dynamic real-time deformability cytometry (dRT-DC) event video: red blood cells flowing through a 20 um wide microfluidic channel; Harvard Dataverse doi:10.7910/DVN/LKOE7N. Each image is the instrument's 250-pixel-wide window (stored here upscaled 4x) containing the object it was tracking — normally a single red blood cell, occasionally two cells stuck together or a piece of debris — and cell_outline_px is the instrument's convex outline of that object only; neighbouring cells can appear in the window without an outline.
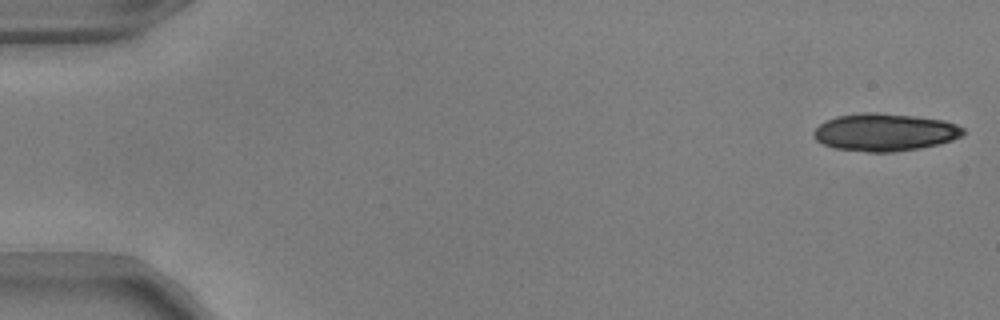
{"species": "common noctule bat (a hibernating species)", "species_latin": "Nyctalus noctula", "temperature_condition": "warm", "stored_images_in_passage": 52, "camera_frame_rate_fps": 3000, "um_per_image_px": 0.085, "animal": {"sex": "male", "body_mass_g": 17.9, "forearm_length_mm": 54.2}, "frame": {"image": 1, "passage_image": 1, "time_ms": 0.0, "image_size_px": [1000, 320], "cell_outline_px": [[964, 136], [952, 140], [920, 148], [892, 152], [868, 152], [832, 148], [816, 140], [812, 136], [812, 132], [820, 124], [836, 116], [860, 112], [876, 112], [912, 116], [944, 120], [956, 124], [964, 128]], "centroid_in_image_um": [75.19, 11.24], "position_along_channel_um": 9.8, "area_um2": 32.83}}
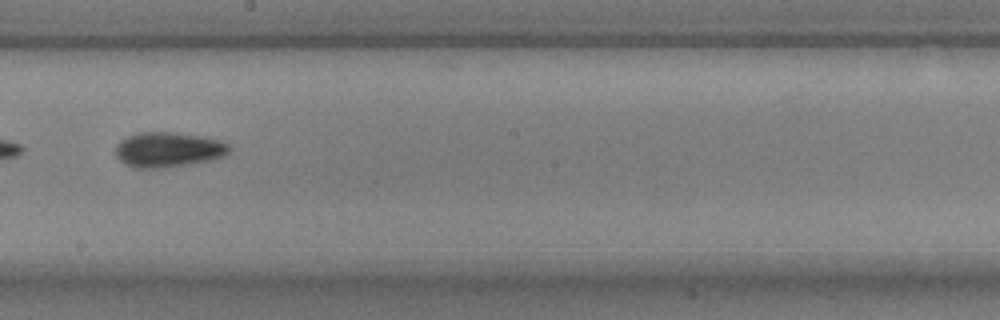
{"frame": {"image": 2, "passage_image": 30, "time_ms": 9.667, "image_size_px": [1000, 320], "cell_outline_px": [[232, 148], [224, 156], [216, 160], [192, 164], [164, 168], [132, 168], [124, 164], [116, 156], [116, 144], [120, 140], [128, 136], [140, 132], [172, 132], [220, 140], [228, 144]], "centroid_in_image_um": [14.3, 12.74], "position_along_channel_um": 233.9, "area_um2": 23.47}}
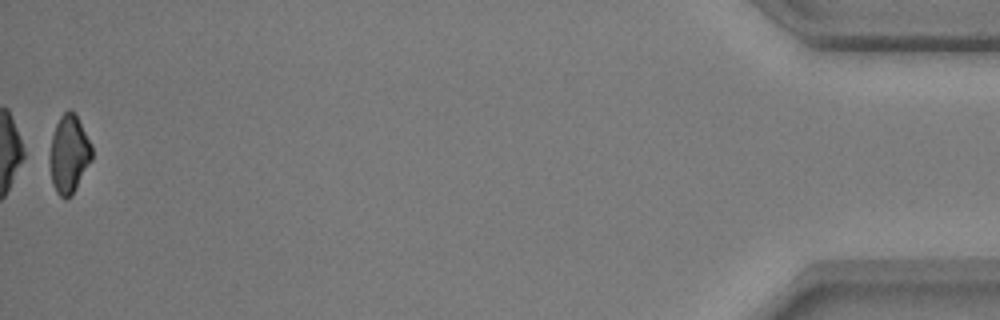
{"frame": {"image": 3, "passage_image": 52, "time_ms": 17.0, "image_size_px": [1000, 320], "cell_outline_px": [[92, 160], [72, 196], [64, 200], [56, 192], [52, 184], [48, 160], [48, 156], [52, 136], [56, 124], [60, 116], [68, 108], [76, 112], [92, 144]], "centroid_in_image_um": [5.86, 13.09], "position_along_channel_um": 429.3, "area_um2": 19.83}, "authors_computed_cell_mechanics": {"area_um2": 22.0796, "velocity_mm_per_s": 3.8659, "shape_relaxation_time_tau1_ms": 3.4985, "shape_relaxation_time_tau2_ms": null, "deformation_change_tau1": 0.1169, "deformation_change_tau2": null}}